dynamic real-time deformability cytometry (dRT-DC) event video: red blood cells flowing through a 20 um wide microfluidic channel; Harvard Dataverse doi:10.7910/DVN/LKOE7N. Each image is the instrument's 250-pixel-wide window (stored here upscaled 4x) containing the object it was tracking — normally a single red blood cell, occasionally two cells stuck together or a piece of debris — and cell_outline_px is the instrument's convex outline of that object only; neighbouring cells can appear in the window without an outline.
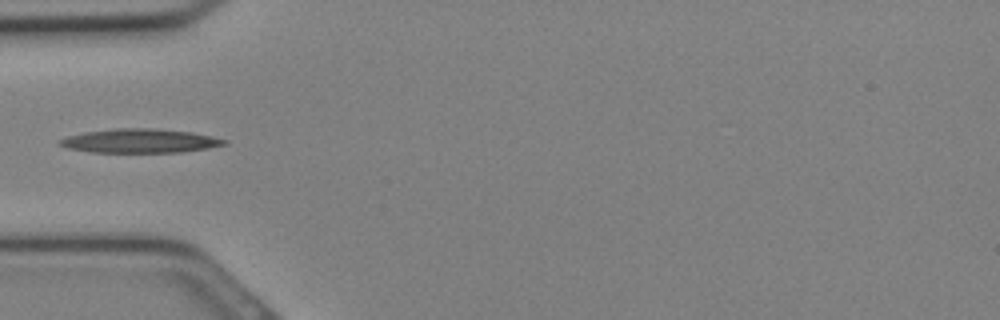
{"species": "Egyptian fruit bat (a non-hibernating species)", "species_latin": "Rousettus aegyptiacus", "temperature_condition": "cold", "stored_images_in_passage": 7, "camera_frame_rate_fps": 3000, "um_per_image_px": 0.085, "animal": {"sex": "female"}, "frame": {"image": 1, "passage_image": 2, "time_ms": 0.333, "image_size_px": [1000, 320], "cell_outline_px": [[228, 144], [208, 148], [180, 152], [88, 152], [68, 148], [56, 144], [60, 140], [68, 136], [84, 132], [116, 128], [148, 128], [188, 132], [212, 136], [228, 140]], "centroid_in_image_um": [11.88, 11.98], "position_along_channel_um": 73.1, "area_um2": 22.83}}
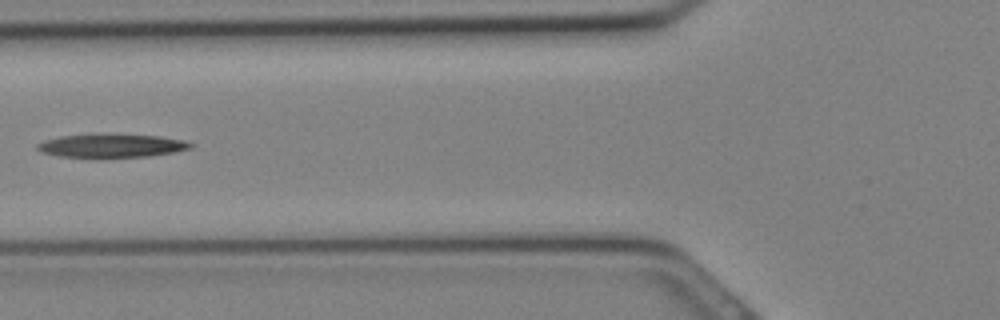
{"frame": {"image": 2, "passage_image": 4, "time_ms": 1.0, "image_size_px": [1000, 320], "cell_outline_px": [[196, 144], [192, 148], [172, 152], [148, 156], [60, 156], [44, 152], [36, 148], [36, 144], [44, 140], [60, 136], [92, 132], [96, 132], [160, 136], [184, 140]], "centroid_in_image_um": [9.5, 12.33], "position_along_channel_um": 116.3, "area_um2": 21.1}}
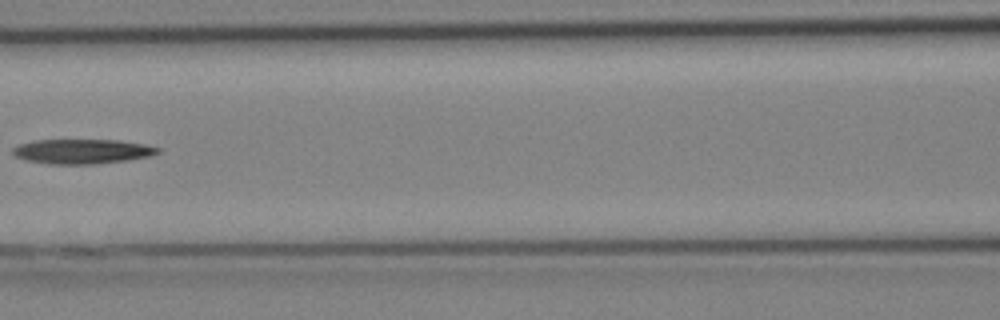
{"frame": {"image": 3, "passage_image": 6, "time_ms": 1.667, "image_size_px": [1000, 320], "cell_outline_px": [[160, 152], [148, 156], [124, 160], [92, 164], [52, 164], [28, 160], [16, 156], [12, 152], [12, 148], [20, 144], [32, 140], [120, 140], [144, 144], [160, 148]], "centroid_in_image_um": [6.97, 12.86], "position_along_channel_um": 159.6, "area_um2": 20.58}}